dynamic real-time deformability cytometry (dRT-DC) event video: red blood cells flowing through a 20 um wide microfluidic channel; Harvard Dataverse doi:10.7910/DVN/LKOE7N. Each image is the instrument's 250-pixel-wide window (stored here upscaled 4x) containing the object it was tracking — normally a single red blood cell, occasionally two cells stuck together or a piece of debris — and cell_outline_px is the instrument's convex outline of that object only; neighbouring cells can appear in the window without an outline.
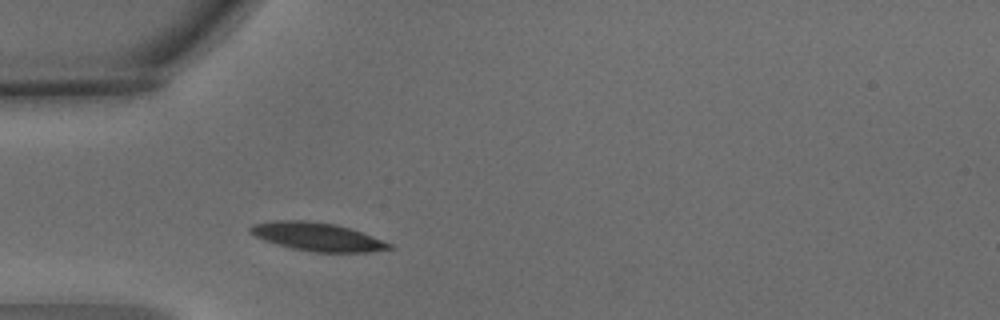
{"species": "common noctule bat (a hibernating species)", "species_latin": "Nyctalus noctula", "temperature_condition": "warm", "stored_images_in_passage": 1, "camera_frame_rate_fps": 3000, "um_per_image_px": 0.085, "animal": {"sex": "male", "body_mass_g": 15.6}, "frame": {"image": 1, "passage_image": 1, "time_ms": 0.0, "image_size_px": [1000, 320], "cell_outline_px": [[392, 248], [368, 252], [312, 252], [292, 248], [276, 244], [264, 240], [248, 232], [248, 228], [252, 224], [276, 220], [308, 220], [336, 224], [372, 236], [392, 244]], "centroid_in_image_um": [26.92, 20.12], "position_along_channel_um": 58.1, "area_um2": 22.83}}